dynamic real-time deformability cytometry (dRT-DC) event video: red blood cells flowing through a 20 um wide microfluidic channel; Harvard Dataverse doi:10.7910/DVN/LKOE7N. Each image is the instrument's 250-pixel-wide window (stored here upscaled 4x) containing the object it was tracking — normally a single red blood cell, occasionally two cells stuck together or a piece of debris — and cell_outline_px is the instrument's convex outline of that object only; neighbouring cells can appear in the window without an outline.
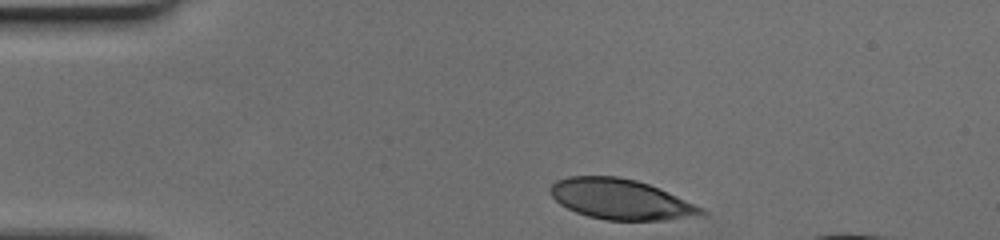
{"species": "human", "species_latin": "Homo sapiens", "temperature_condition": "cold", "stored_images_in_passage": 31, "camera_frame_rate_fps": 3000, "um_per_image_px": 0.085, "donor": {"sex": "female"}, "frame": {"image": 1, "passage_image": 1, "time_ms": 0.0, "image_size_px": [1000, 240], "cell_outline_px": [[708, 216], [664, 220], [604, 220], [588, 216], [576, 212], [560, 204], [548, 192], [548, 188], [556, 180], [568, 176], [620, 176], [636, 180], [660, 188], [704, 208], [708, 212]], "centroid_in_image_um": [52.8, 16.94], "position_along_channel_um": 32.2, "area_um2": 35.95}}
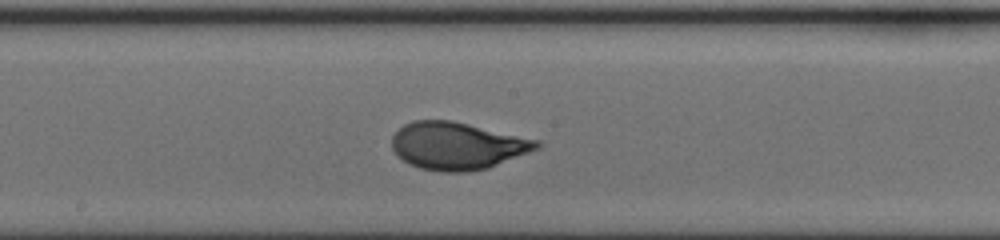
{"frame": {"image": 2, "passage_image": 18, "time_ms": 5.667, "image_size_px": [1000, 240], "cell_outline_px": [[540, 148], [488, 168], [468, 172], [440, 172], [420, 168], [404, 160], [392, 148], [392, 136], [404, 124], [412, 120], [452, 120], [540, 140]], "centroid_in_image_um": [38.89, 12.39], "position_along_channel_um": 209.3, "area_um2": 39.94}}
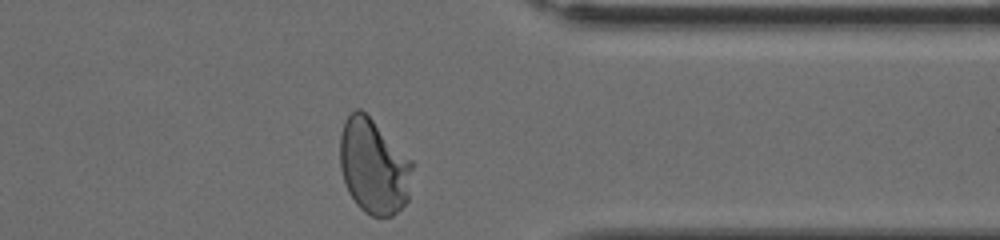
{"frame": {"image": 3, "passage_image": 31, "time_ms": 10.0, "image_size_px": [1000, 240], "cell_outline_px": [[412, 168], [408, 200], [392, 216], [372, 216], [364, 212], [356, 204], [348, 192], [340, 168], [340, 136], [344, 120], [356, 108], [360, 108], [412, 160]], "centroid_in_image_um": [31.74, 14.16], "position_along_channel_um": 379.7, "area_um2": 39.77}}